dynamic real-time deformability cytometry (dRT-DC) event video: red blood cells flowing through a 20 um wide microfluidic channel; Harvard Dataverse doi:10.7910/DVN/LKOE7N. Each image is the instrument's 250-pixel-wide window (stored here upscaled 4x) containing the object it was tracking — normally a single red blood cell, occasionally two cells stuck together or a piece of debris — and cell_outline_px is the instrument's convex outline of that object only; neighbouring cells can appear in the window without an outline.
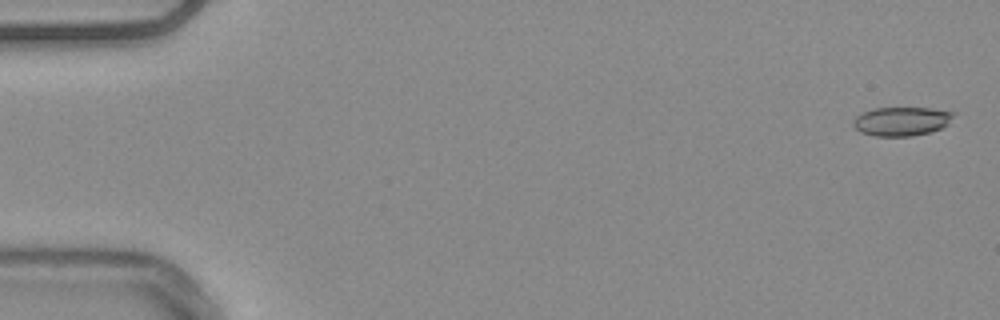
{"species": "common noctule bat (a hibernating species)", "species_latin": "Nyctalus noctula", "temperature_condition": "warm", "stored_images_in_passage": 54, "camera_frame_rate_fps": 3000, "um_per_image_px": 0.085, "animal": {"sex": "male", "body_mass_g": 20.4}, "frame": {"image": 1, "passage_image": 1, "time_ms": 0.0, "image_size_px": [1000, 320], "cell_outline_px": [[956, 112], [948, 124], [932, 132], [912, 136], [876, 136], [860, 132], [852, 124], [852, 120], [856, 116], [864, 112], [876, 108], [932, 108]], "centroid_in_image_um": [76.65, 10.31], "position_along_channel_um": 8.4, "area_um2": 16.94}}
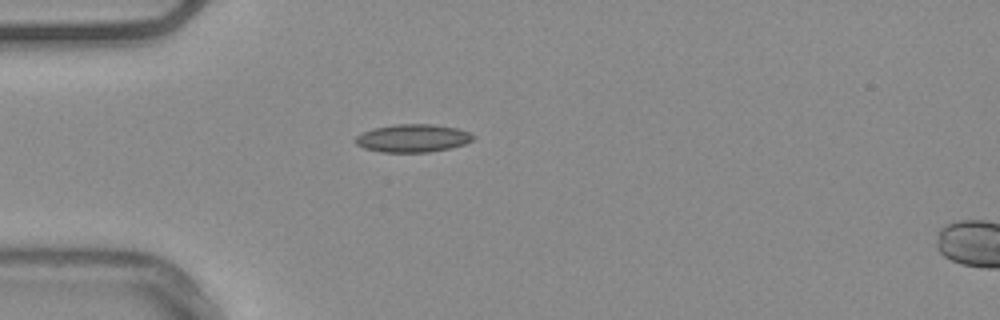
{"frame": {"image": 2, "passage_image": 15, "time_ms": 4.667, "image_size_px": [1000, 320], "cell_outline_px": [[476, 136], [472, 140], [464, 144], [448, 148], [428, 152], [380, 152], [364, 148], [356, 144], [352, 140], [356, 136], [364, 132], [376, 128], [396, 124], [432, 124], [456, 128], [468, 132]], "centroid_in_image_um": [35.06, 11.75], "position_along_channel_um": 49.9, "area_um2": 19.02}}
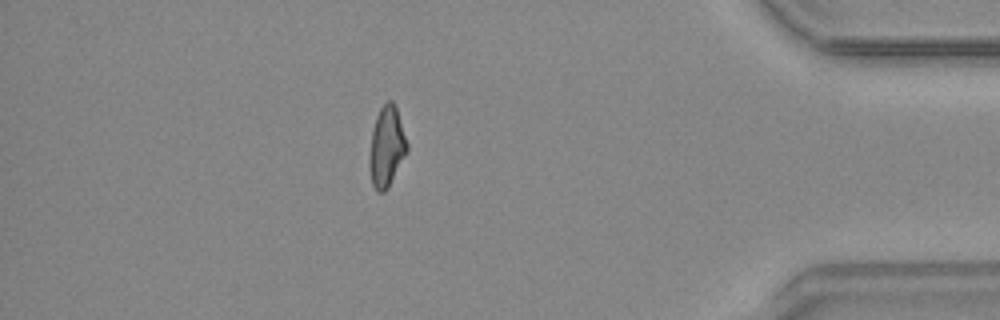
{"frame": {"image": 3, "passage_image": 47, "time_ms": 15.333, "image_size_px": [1000, 320], "cell_outline_px": [[408, 152], [388, 188], [384, 192], [376, 192], [372, 184], [368, 168], [368, 164], [372, 132], [376, 116], [380, 108], [388, 100], [392, 100], [396, 108], [408, 144]], "centroid_in_image_um": [32.86, 12.52], "position_along_channel_um": 402.3, "area_um2": 17.74}, "authors_computed_cell_mechanics": {"area_um2": 17.6579, "velocity_mm_per_s": 3.7799, "shape_relaxation_time_tau1_ms": null, "shape_relaxation_time_tau2_ms": 2.8326, "deformation_change_tau1": null, "deformation_change_tau2": 0.1047}}